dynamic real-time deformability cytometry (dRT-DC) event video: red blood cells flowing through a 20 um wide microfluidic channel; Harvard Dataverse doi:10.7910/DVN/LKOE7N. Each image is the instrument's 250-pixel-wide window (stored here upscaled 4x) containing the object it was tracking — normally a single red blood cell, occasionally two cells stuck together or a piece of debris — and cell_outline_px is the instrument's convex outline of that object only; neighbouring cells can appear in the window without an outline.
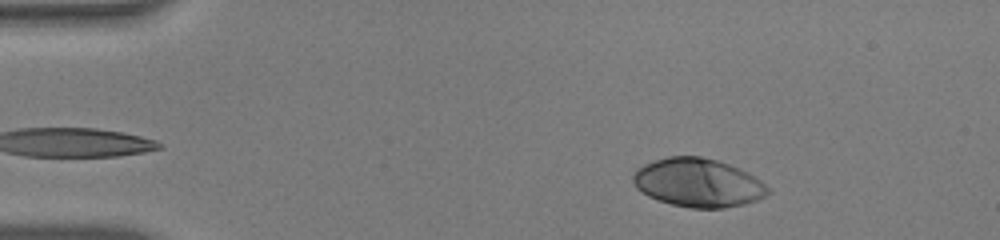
{"species": "human", "species_latin": "Homo sapiens", "temperature_condition": "warm", "stored_images_in_passage": 50, "camera_frame_rate_fps": 3000, "um_per_image_px": 0.085, "donor": {"sex": "male"}, "frame": {"image": 1, "passage_image": 5, "time_ms": 1.333, "image_size_px": [1000, 240], "cell_outline_px": [[772, 192], [756, 200], [744, 204], [724, 208], [692, 208], [672, 204], [648, 196], [636, 188], [632, 180], [632, 176], [636, 168], [644, 164], [668, 156], [700, 156], [716, 160], [740, 168], [748, 172], [760, 180]], "centroid_in_image_um": [59.32, 15.53], "position_along_channel_um": 25.7, "area_um2": 38.15}}
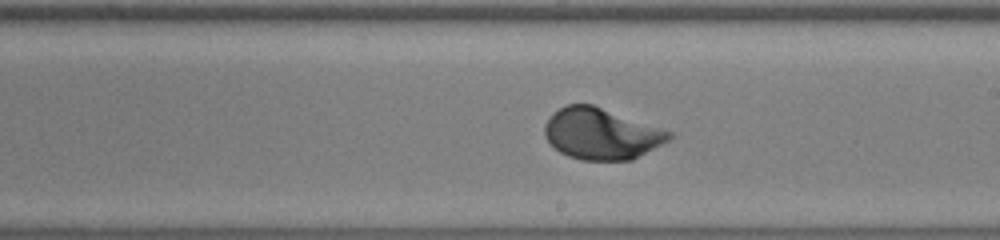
{"frame": {"image": 2, "passage_image": 28, "time_ms": 9.0, "image_size_px": [1000, 240], "cell_outline_px": [[672, 136], [668, 140], [632, 160], [580, 160], [568, 156], [560, 152], [544, 136], [544, 124], [560, 108], [568, 104], [592, 104], [672, 132]], "centroid_in_image_um": [51.09, 11.38], "position_along_channel_um": 237.9, "area_um2": 36.59}}
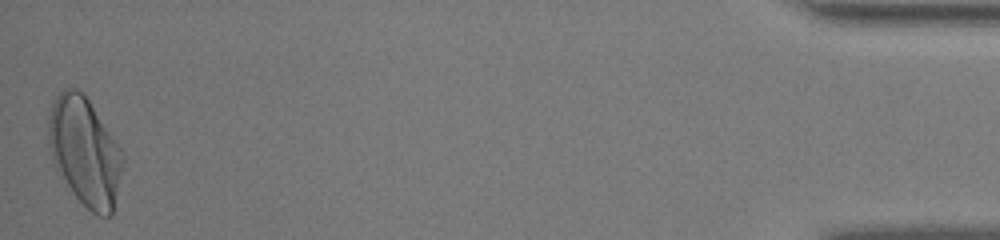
{"frame": {"image": 3, "passage_image": 50, "time_ms": 16.333, "image_size_px": [1000, 240], "cell_outline_px": [[124, 160], [112, 216], [100, 216], [92, 212], [76, 196], [56, 168], [52, 160], [48, 144], [48, 120], [52, 100], [64, 88], [76, 88], [84, 92], [120, 148], [124, 156]], "centroid_in_image_um": [7.2, 12.84], "position_along_channel_um": 428.0, "area_um2": 46.64}}